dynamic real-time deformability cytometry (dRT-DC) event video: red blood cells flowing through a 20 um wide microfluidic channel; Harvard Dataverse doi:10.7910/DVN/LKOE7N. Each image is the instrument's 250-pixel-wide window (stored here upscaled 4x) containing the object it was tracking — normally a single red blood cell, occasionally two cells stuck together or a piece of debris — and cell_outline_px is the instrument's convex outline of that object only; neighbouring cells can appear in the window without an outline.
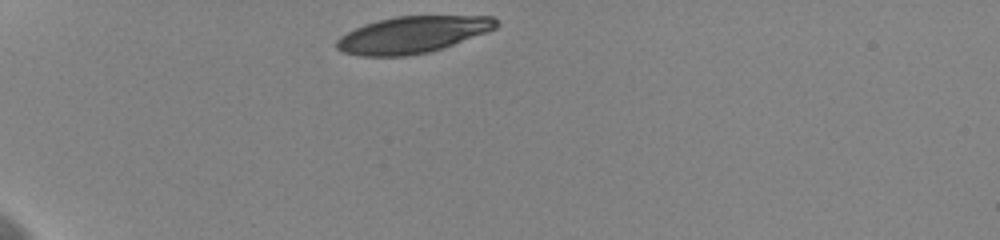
{"species": "human", "species_latin": "Homo sapiens", "temperature_condition": "cold", "stored_images_in_passage": 35, "camera_frame_rate_fps": 3000, "um_per_image_px": 0.085, "donor": {"sex": "female"}, "frame": {"image": 1, "passage_image": 1, "time_ms": 0.0, "image_size_px": [1000, 240], "cell_outline_px": [[500, 24], [496, 28], [488, 32], [428, 52], [408, 56], [360, 56], [344, 52], [336, 48], [336, 40], [340, 36], [364, 24], [376, 20], [396, 16], [492, 16]], "centroid_in_image_um": [35.05, 2.94], "position_along_channel_um": 50.0, "area_um2": 33.99}}
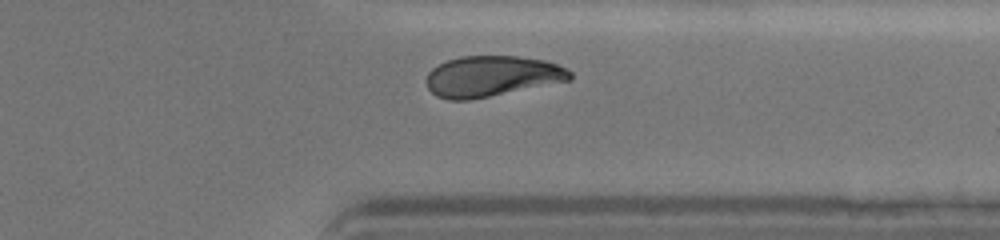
{"frame": {"image": 2, "passage_image": 31, "time_ms": 10.0, "image_size_px": [1000, 240], "cell_outline_px": [[572, 80], [468, 100], [448, 100], [436, 96], [428, 88], [424, 80], [428, 72], [432, 68], [448, 60], [460, 56], [516, 56], [544, 60], [556, 64], [572, 72]], "centroid_in_image_um": [41.77, 6.48], "position_along_channel_um": 369.6, "area_um2": 34.04}}
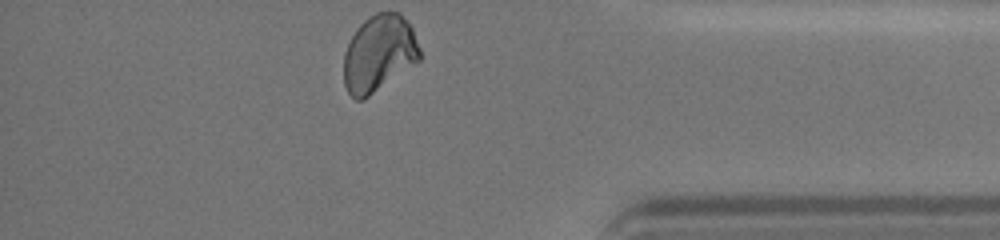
{"frame": {"image": 3, "passage_image": 35, "time_ms": 11.333, "image_size_px": [1000, 240], "cell_outline_px": [[420, 60], [364, 100], [356, 100], [348, 92], [344, 84], [344, 52], [356, 28], [368, 16], [376, 12], [400, 12], [412, 28], [420, 48]], "centroid_in_image_um": [32.2, 4.54], "position_along_channel_um": 403.0, "area_um2": 34.04}, "authors_computed_cell_mechanics": {"area_um2": 35.1424, "velocity_mm_per_s": 3.6084, "shape_relaxation_time_tau1_ms": 6.97, "shape_relaxation_time_tau2_ms": 6.1161, "deformation_change_tau1": 0.1465, "deformation_change_tau2": 0.1103}}